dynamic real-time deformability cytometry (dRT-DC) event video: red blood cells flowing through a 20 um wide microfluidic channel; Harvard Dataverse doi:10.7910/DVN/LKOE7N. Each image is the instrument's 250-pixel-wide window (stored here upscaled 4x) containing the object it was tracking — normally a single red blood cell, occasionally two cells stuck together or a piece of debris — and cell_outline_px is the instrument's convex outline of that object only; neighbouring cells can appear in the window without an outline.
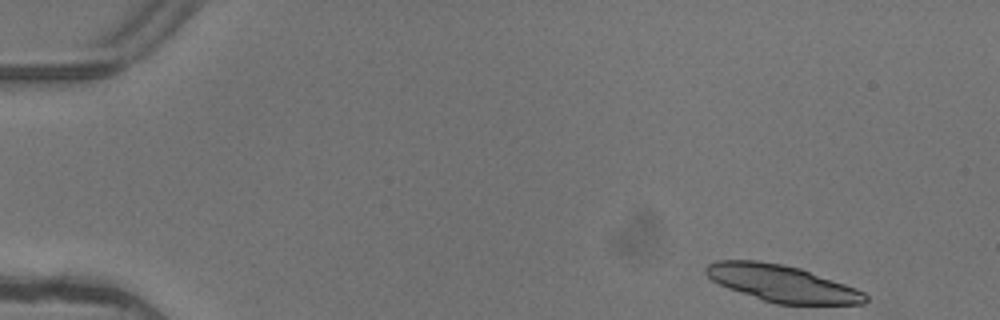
{"species": "common noctule bat (a hibernating species)", "species_latin": "Nyctalus noctula", "temperature_condition": "warm", "stored_images_in_passage": 5, "camera_frame_rate_fps": 3000, "um_per_image_px": 0.085, "animal": {"sex": "female"}, "frame": {"image": 1, "passage_image": 1, "time_ms": 0.0, "image_size_px": [1000, 320], "cell_outline_px": [[868, 300], [864, 304], [776, 304], [728, 288], [712, 280], [704, 272], [704, 268], [708, 264], [716, 260], [756, 260], [780, 264], [800, 268], [856, 288], [864, 292], [868, 296]], "centroid_in_image_um": [66.47, 24.09], "position_along_channel_um": 18.5, "area_um2": 33.87}}